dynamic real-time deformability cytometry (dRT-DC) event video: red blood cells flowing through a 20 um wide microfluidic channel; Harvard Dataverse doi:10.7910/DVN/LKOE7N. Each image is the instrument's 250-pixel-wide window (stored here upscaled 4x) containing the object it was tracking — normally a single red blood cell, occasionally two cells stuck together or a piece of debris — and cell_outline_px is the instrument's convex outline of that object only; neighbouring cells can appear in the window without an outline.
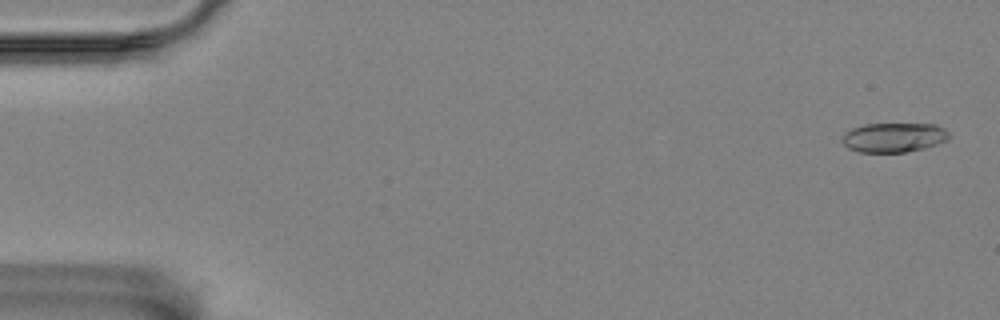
{"species": "Egyptian fruit bat (a non-hibernating species)", "species_latin": "Rousettus aegyptiacus", "temperature_condition": "room temperature", "stored_images_in_passage": 4, "camera_frame_rate_fps": 3000, "um_per_image_px": 0.085, "animal": {"sex": "female"}, "frame": {"image": 1, "passage_image": 1, "time_ms": 0.0, "image_size_px": [1000, 320], "cell_outline_px": [[948, 140], [936, 144], [904, 152], [860, 152], [848, 148], [840, 140], [844, 132], [852, 128], [864, 124], [936, 124], [944, 128], [948, 132]], "centroid_in_image_um": [75.93, 11.67], "position_along_channel_um": 9.1, "area_um2": 18.26}}
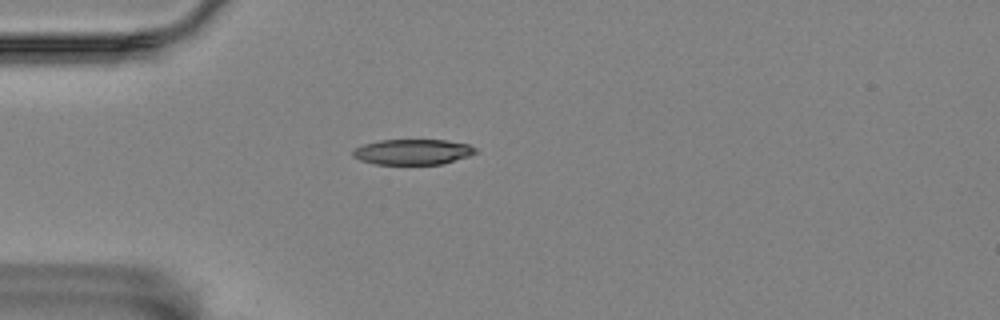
{"frame": {"image": 2, "passage_image": 4, "time_ms": 4.667, "image_size_px": [1000, 320], "cell_outline_px": [[480, 152], [468, 156], [440, 164], [376, 164], [360, 160], [352, 156], [352, 152], [356, 148], [364, 144], [380, 140], [448, 140], [468, 144], [476, 148]], "centroid_in_image_um": [35.1, 12.9], "position_along_channel_um": 49.9, "area_um2": 18.15}}